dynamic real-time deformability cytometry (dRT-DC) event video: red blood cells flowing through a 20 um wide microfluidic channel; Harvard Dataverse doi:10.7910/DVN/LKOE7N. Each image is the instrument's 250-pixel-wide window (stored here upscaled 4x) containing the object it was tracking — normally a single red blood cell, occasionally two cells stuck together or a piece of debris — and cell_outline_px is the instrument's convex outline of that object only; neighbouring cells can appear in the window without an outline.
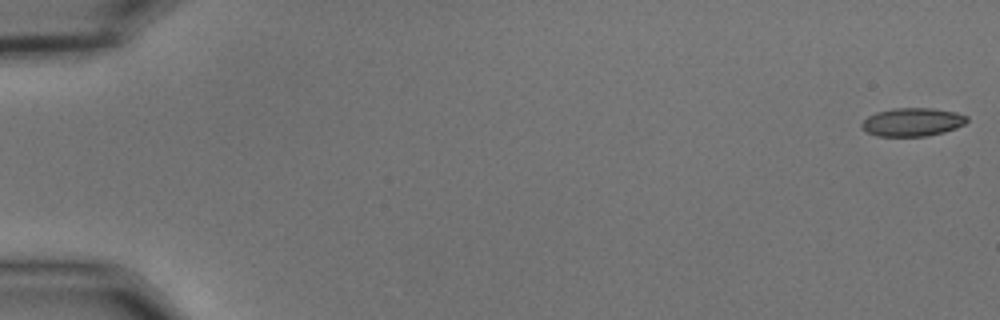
{"species": "common noctule bat (a hibernating species)", "species_latin": "Nyctalus noctula", "temperature_condition": "cold", "stored_images_in_passage": 26, "camera_frame_rate_fps": 3000, "um_per_image_px": 0.085, "animal": {"sex": "male", "body_mass_g": 15.6}, "frame": {"image": 1, "passage_image": 1, "time_ms": 0.0, "image_size_px": [1000, 320], "cell_outline_px": [[968, 120], [964, 124], [956, 128], [944, 132], [924, 136], [876, 136], [868, 132], [860, 124], [868, 116], [876, 112], [892, 108], [932, 108], [956, 112], [968, 116]], "centroid_in_image_um": [77.57, 10.36], "position_along_channel_um": 7.4, "area_um2": 17.34}}